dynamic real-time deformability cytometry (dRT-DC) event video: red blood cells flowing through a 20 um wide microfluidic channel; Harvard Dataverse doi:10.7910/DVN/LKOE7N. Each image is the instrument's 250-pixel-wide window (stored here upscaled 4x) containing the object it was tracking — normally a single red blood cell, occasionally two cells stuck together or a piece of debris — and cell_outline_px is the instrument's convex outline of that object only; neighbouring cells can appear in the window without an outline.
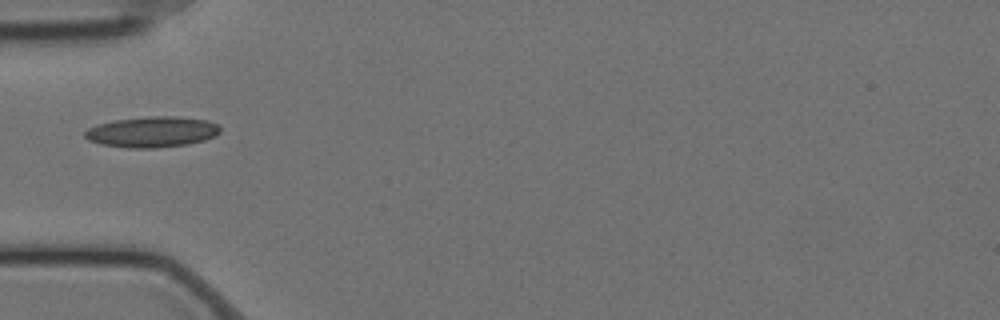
{"species": "Egyptian fruit bat (a non-hibernating species)", "species_latin": "Rousettus aegyptiacus", "temperature_condition": "cold", "stored_images_in_passage": 3, "camera_frame_rate_fps": 3000, "um_per_image_px": 0.085, "animal": {"sex": "female"}, "frame": {"image": 1, "passage_image": 1, "time_ms": 0.0, "image_size_px": [1000, 320], "cell_outline_px": [[220, 132], [216, 136], [204, 140], [188, 144], [156, 148], [128, 148], [100, 144], [88, 140], [84, 136], [84, 132], [88, 128], [96, 124], [116, 120], [152, 116], [172, 116], [208, 120], [216, 124], [220, 128]], "centroid_in_image_um": [12.92, 11.22], "position_along_channel_um": 72.1, "area_um2": 24.28}}
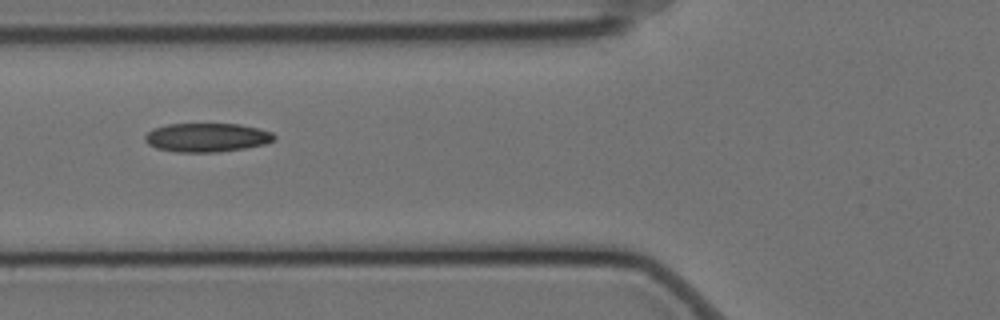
{"frame": {"image": 2, "passage_image": 2, "time_ms": 0.333, "image_size_px": [1000, 320], "cell_outline_px": [[276, 140], [264, 144], [244, 148], [220, 152], [176, 152], [156, 148], [148, 144], [144, 140], [144, 136], [152, 128], [168, 124], [240, 124], [260, 128], [272, 132], [276, 136]], "centroid_in_image_um": [17.59, 11.68], "position_along_channel_um": 108.2, "area_um2": 21.91}}
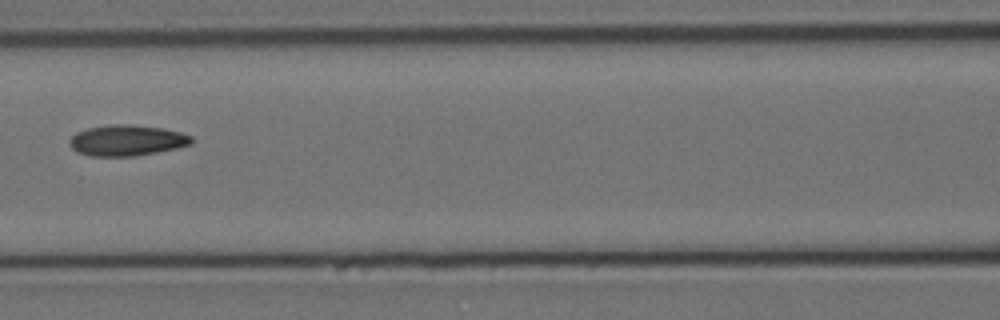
{"frame": {"image": 3, "passage_image": 3, "time_ms": 0.667, "image_size_px": [1000, 320], "cell_outline_px": [[192, 144], [176, 148], [156, 152], [132, 156], [92, 156], [76, 152], [68, 144], [68, 140], [76, 132], [88, 128], [108, 124], [132, 124], [164, 128], [180, 132], [192, 136]], "centroid_in_image_um": [10.76, 11.92], "position_along_channel_um": 155.8, "area_um2": 22.08}}